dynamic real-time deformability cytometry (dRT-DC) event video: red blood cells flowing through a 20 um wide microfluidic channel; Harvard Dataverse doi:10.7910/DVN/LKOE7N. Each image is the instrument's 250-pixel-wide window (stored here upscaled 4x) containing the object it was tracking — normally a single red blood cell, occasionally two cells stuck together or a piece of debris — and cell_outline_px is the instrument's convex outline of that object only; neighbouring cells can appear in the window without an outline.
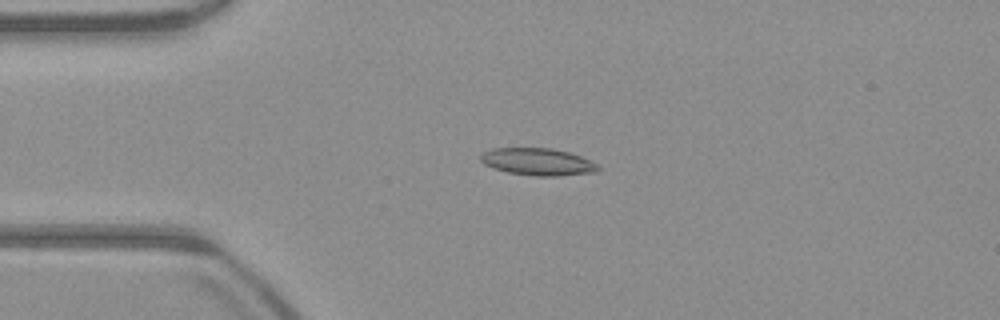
{"species": "common noctule bat (a hibernating species)", "species_latin": "Nyctalus noctula", "temperature_condition": "warm", "stored_images_in_passage": 52, "camera_frame_rate_fps": 3000, "um_per_image_px": 0.085, "animal": {"sex": "male", "body_mass_g": 23.1, "forearm_length_mm": 52.7}, "frame": {"image": 1, "passage_image": 12, "time_ms": 3.667, "image_size_px": [1000, 320], "cell_outline_px": [[600, 168], [596, 172], [556, 176], [536, 176], [508, 172], [484, 164], [480, 160], [480, 156], [484, 152], [492, 148], [552, 148], [568, 152], [580, 156], [596, 164]], "centroid_in_image_um": [45.7, 13.75], "position_along_channel_um": 39.3, "area_um2": 18.38}}
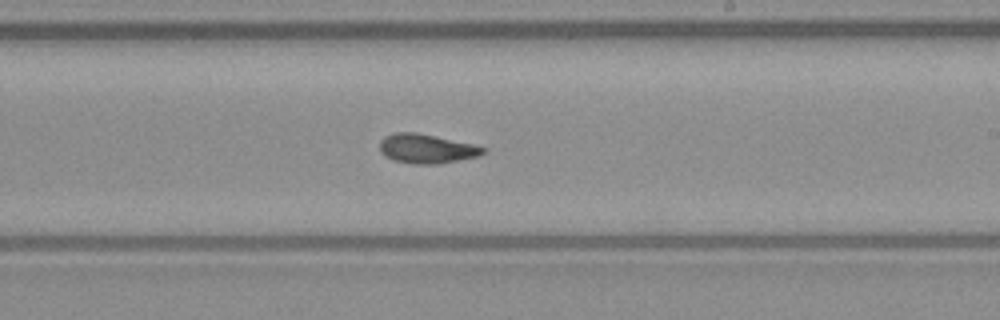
{"frame": {"image": 2, "passage_image": 30, "time_ms": 9.667, "image_size_px": [1000, 320], "cell_outline_px": [[488, 152], [476, 156], [436, 164], [412, 164], [392, 160], [384, 156], [380, 152], [380, 140], [384, 136], [396, 132], [416, 132], [472, 144], [488, 148]], "centroid_in_image_um": [36.22, 12.64], "position_along_channel_um": 252.8, "area_um2": 17.63}}
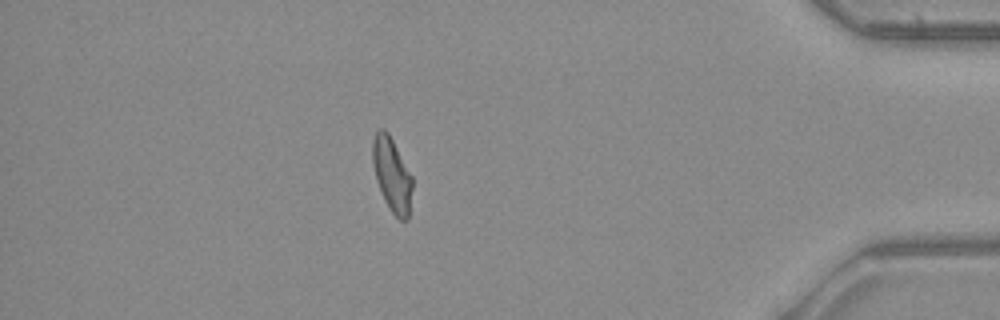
{"frame": {"image": 3, "passage_image": 45, "time_ms": 14.667, "image_size_px": [1000, 320], "cell_outline_px": [[412, 188], [408, 220], [400, 220], [392, 212], [384, 200], [376, 180], [372, 160], [372, 140], [376, 132], [380, 128], [384, 128], [388, 132], [412, 176]], "centroid_in_image_um": [33.3, 14.84], "position_along_channel_um": 401.9, "area_um2": 17.05}, "authors_computed_cell_mechanics": {"area_um2": 17.5134, "velocity_mm_per_s": 3.9651, "shape_relaxation_time_tau1_ms": 6.8227, "shape_relaxation_time_tau2_ms": 3.3011, "deformation_change_tau1": 0.1917, "deformation_change_tau2": 0.0962}}